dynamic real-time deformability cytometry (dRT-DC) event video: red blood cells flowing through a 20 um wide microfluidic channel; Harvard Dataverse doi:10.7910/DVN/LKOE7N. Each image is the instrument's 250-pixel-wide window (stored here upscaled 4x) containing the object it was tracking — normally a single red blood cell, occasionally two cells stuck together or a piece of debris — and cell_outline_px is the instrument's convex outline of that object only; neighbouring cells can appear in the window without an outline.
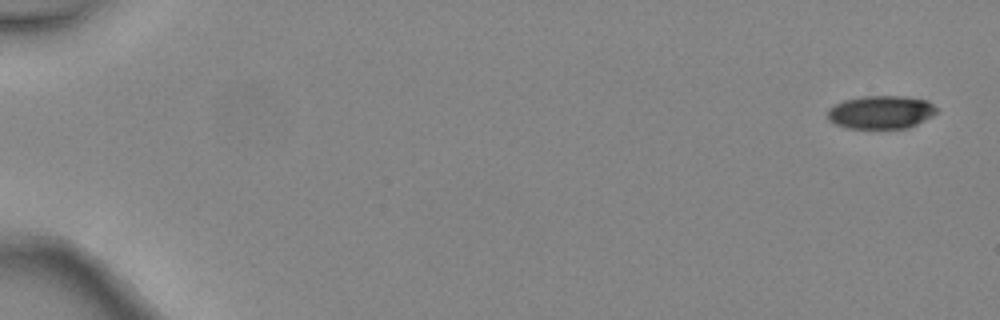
{"species": "common noctule bat (a hibernating species)", "species_latin": "Nyctalus noctula", "temperature_condition": "warm", "stored_images_in_passage": 5, "camera_frame_rate_fps": 3000, "um_per_image_px": 0.085, "animal": {"sex": "female", "body_mass_g": 24.6, "forearm_length_mm": 56.2}, "frame": {"image": 1, "passage_image": 1, "time_ms": 0.0, "image_size_px": [1000, 320], "cell_outline_px": [[936, 112], [932, 116], [908, 128], [848, 128], [836, 124], [828, 120], [828, 108], [844, 100], [860, 96], [904, 96], [928, 100], [936, 108]], "centroid_in_image_um": [74.87, 9.53], "position_along_channel_um": 10.1, "area_um2": 21.04}}
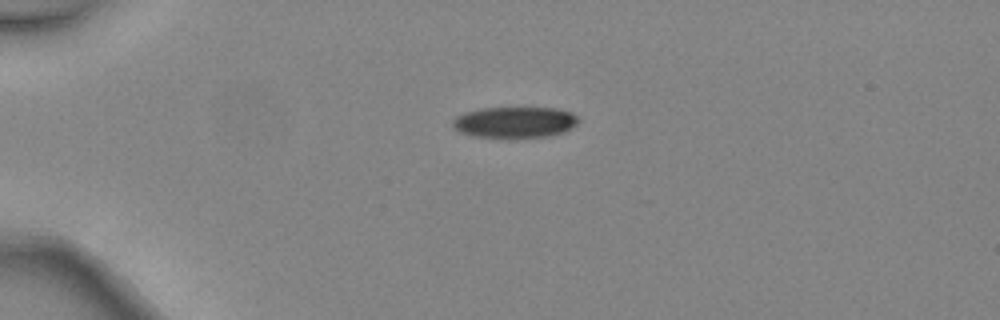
{"frame": {"image": 2, "passage_image": 4, "time_ms": 1.0, "image_size_px": [1000, 320], "cell_outline_px": [[580, 120], [572, 128], [564, 132], [548, 136], [508, 140], [504, 140], [472, 136], [460, 132], [452, 128], [452, 120], [456, 116], [464, 112], [480, 108], [556, 108], [572, 112]], "centroid_in_image_um": [43.72, 10.43], "position_along_channel_um": 41.3, "area_um2": 23.7}}